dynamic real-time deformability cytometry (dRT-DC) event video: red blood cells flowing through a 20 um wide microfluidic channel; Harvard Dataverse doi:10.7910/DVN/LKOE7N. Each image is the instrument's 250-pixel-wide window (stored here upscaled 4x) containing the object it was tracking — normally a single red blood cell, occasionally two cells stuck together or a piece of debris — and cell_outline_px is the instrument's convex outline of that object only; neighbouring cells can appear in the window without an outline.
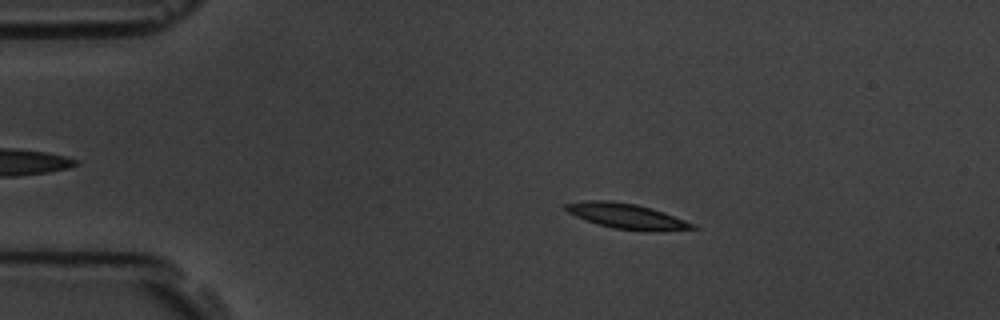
{"species": "common noctule bat (a hibernating species)", "species_latin": "Nyctalus noctula", "temperature_condition": "room temperature", "stored_images_in_passage": 6, "camera_frame_rate_fps": 3000, "um_per_image_px": 0.085, "animal": {"sex": "male", "body_mass_g": 19.5, "forearm_length_mm": 54.6}, "frame": {"image": 1, "passage_image": 2, "time_ms": 1.0, "image_size_px": [1000, 320], "cell_outline_px": [[700, 228], [660, 232], [648, 232], [612, 228], [596, 224], [576, 216], [568, 212], [564, 208], [564, 204], [588, 200], [612, 200], [636, 204], [652, 208], [664, 212], [696, 224]], "centroid_in_image_um": [53.33, 18.39], "position_along_channel_um": 31.7, "area_um2": 19.07}}
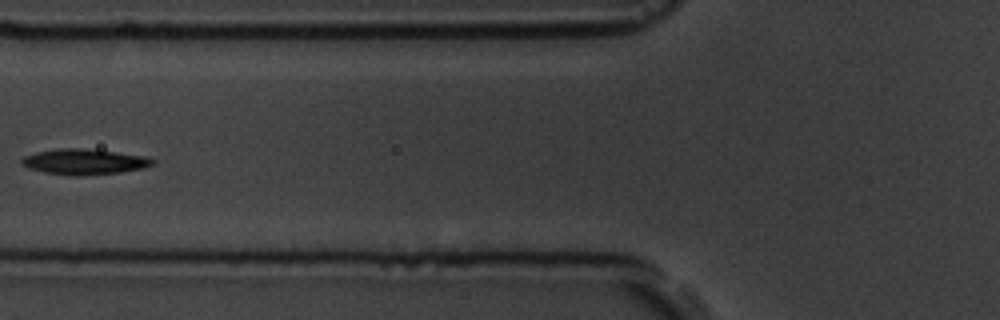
{"frame": {"image": 2, "passage_image": 5, "time_ms": 4.667, "image_size_px": [1000, 320], "cell_outline_px": [[156, 164], [144, 168], [120, 172], [80, 176], [72, 176], [44, 172], [28, 168], [20, 164], [20, 160], [24, 156], [36, 152], [56, 148], [84, 148], [116, 152], [144, 156], [156, 160]], "centroid_in_image_um": [7.15, 13.75], "position_along_channel_um": 118.6, "area_um2": 19.71}}
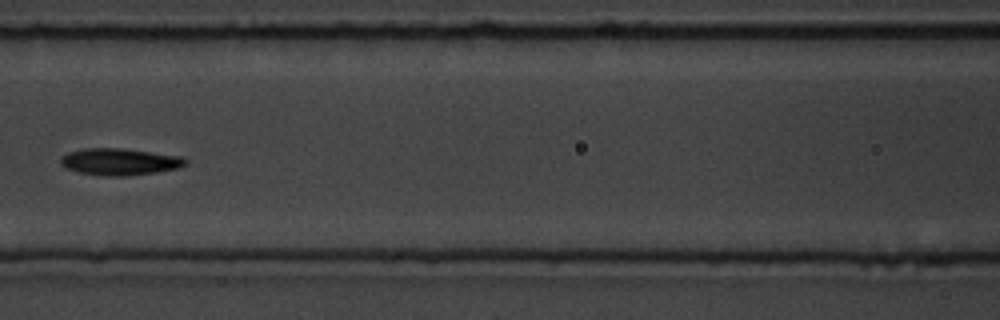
{"frame": {"image": 3, "passage_image": 6, "time_ms": 5.667, "image_size_px": [1000, 320], "cell_outline_px": [[188, 164], [180, 168], [156, 172], [124, 176], [104, 176], [80, 172], [64, 168], [60, 164], [60, 160], [68, 152], [84, 148], [120, 148], [180, 156], [188, 160]], "centroid_in_image_um": [10.18, 13.75], "position_along_channel_um": 156.4, "area_um2": 19.48}}